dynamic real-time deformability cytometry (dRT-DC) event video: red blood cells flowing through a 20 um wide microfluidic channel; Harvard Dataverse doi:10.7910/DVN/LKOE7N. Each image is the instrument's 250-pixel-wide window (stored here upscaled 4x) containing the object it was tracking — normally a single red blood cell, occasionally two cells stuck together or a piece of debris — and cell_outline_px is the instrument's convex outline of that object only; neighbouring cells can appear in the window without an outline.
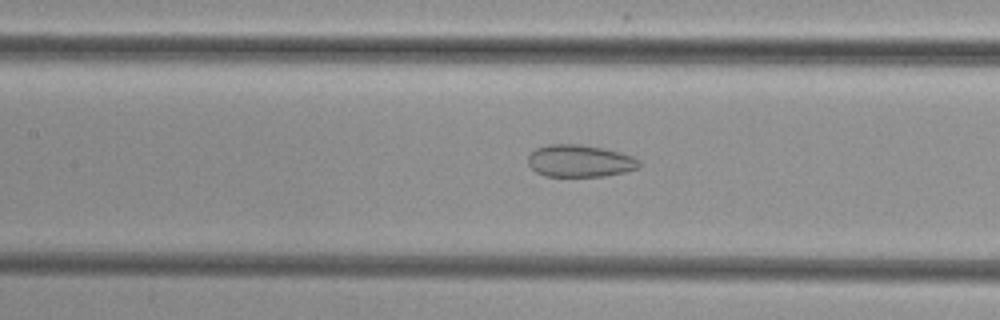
{"species": "common noctule bat (a hibernating species)", "species_latin": "Nyctalus noctula", "temperature_condition": "cold", "stored_images_in_passage": 39, "camera_frame_rate_fps": 3000, "um_per_image_px": 0.085, "animal": {"sex": "female", "body_mass_g": 29.2, "forearm_length_mm": 56.3}, "frame": {"image": 1, "passage_image": 11, "time_ms": 3.333, "image_size_px": [1000, 320], "cell_outline_px": [[640, 168], [624, 172], [604, 176], [544, 176], [536, 172], [528, 164], [528, 156], [536, 148], [548, 144], [580, 144], [604, 148], [620, 152], [632, 156], [640, 160]], "centroid_in_image_um": [49.3, 13.67], "position_along_channel_um": 158.1, "area_um2": 20.98}}
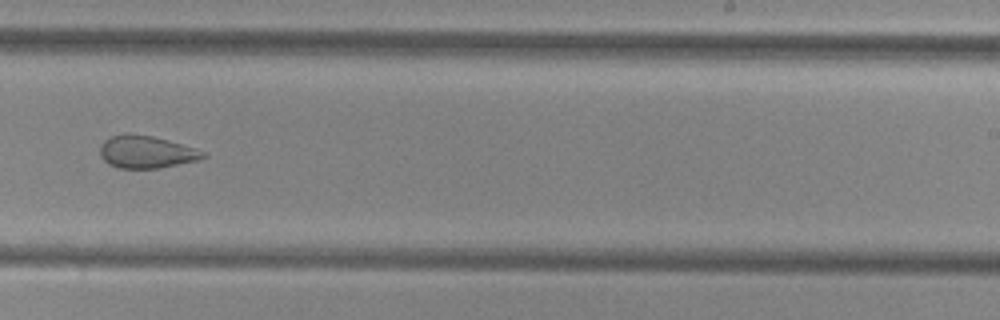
{"frame": {"image": 2, "passage_image": 20, "time_ms": 6.333, "image_size_px": [1000, 320], "cell_outline_px": [[208, 156], [196, 160], [160, 168], [120, 168], [108, 164], [100, 156], [100, 144], [108, 136], [128, 132], [152, 136], [168, 140], [196, 148], [204, 152]], "centroid_in_image_um": [12.39, 12.89], "position_along_channel_um": 276.6, "area_um2": 19.65}}
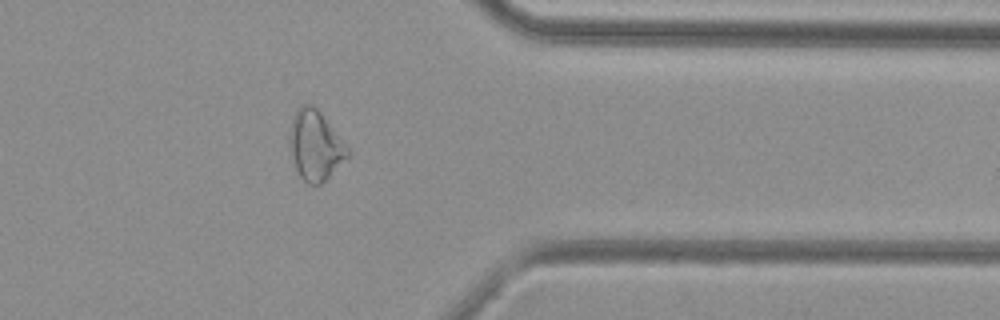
{"frame": {"image": 3, "passage_image": 29, "time_ms": 9.333, "image_size_px": [1000, 320], "cell_outline_px": [[352, 152], [320, 184], [308, 184], [300, 176], [296, 168], [292, 156], [288, 140], [292, 120], [296, 112], [304, 104], [312, 104], [320, 112]], "centroid_in_image_um": [26.79, 12.36], "position_along_channel_um": 384.6, "area_um2": 23.0}}